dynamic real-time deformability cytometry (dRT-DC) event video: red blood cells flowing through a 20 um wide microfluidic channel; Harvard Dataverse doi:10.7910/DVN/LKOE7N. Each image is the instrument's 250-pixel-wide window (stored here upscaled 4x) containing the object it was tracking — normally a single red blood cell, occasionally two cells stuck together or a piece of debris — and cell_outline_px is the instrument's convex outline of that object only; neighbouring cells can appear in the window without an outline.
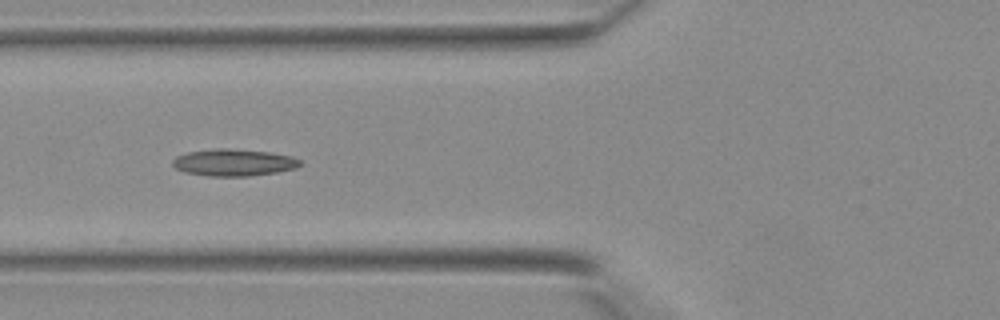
{"species": "Egyptian fruit bat (a non-hibernating species)", "species_latin": "Rousettus aegyptiacus", "temperature_condition": "warm", "stored_images_in_passage": 29, "camera_frame_rate_fps": 3000, "um_per_image_px": 0.085, "animal": {"sex": "female"}, "frame": {"image": 1, "passage_image": 3, "time_ms": 0.667, "image_size_px": [1000, 320], "cell_outline_px": [[304, 164], [296, 168], [276, 172], [248, 176], [208, 176], [184, 172], [176, 168], [172, 164], [172, 160], [176, 156], [188, 152], [216, 148], [228, 148], [268, 152], [292, 156], [300, 160]], "centroid_in_image_um": [19.87, 13.81], "position_along_channel_um": 105.9, "area_um2": 20.06}}
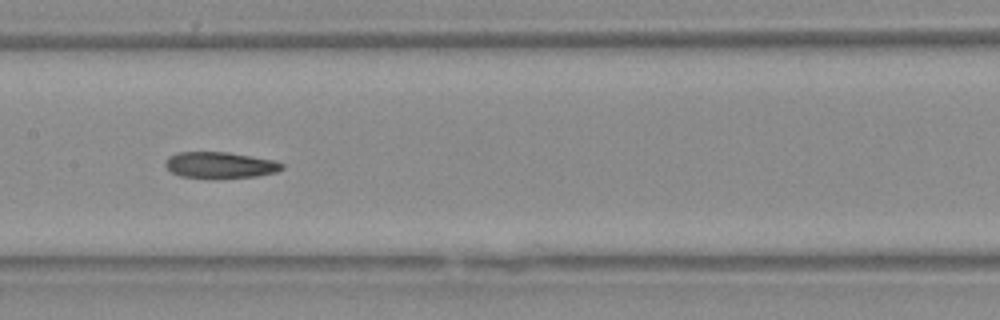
{"frame": {"image": 2, "passage_image": 8, "time_ms": 2.333, "image_size_px": [1000, 320], "cell_outline_px": [[284, 168], [276, 172], [256, 176], [180, 176], [172, 172], [164, 164], [168, 156], [176, 152], [228, 152], [252, 156], [272, 160], [284, 164]], "centroid_in_image_um": [18.7, 13.99], "position_along_channel_um": 188.7, "area_um2": 17.17}}
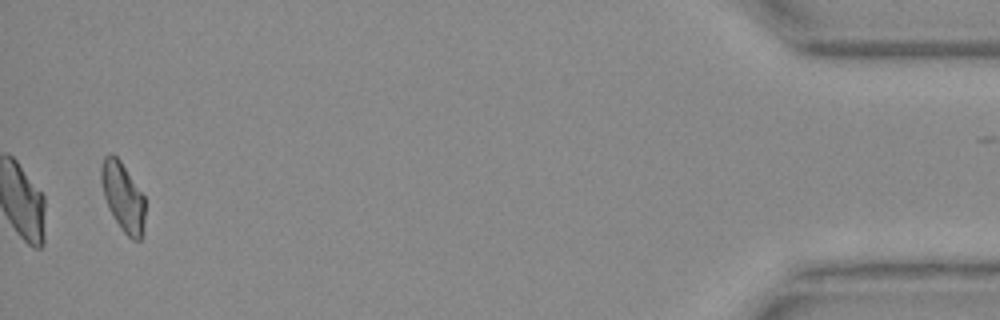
{"frame": {"image": 3, "passage_image": 27, "time_ms": 8.667, "image_size_px": [1000, 320], "cell_outline_px": [[144, 220], [140, 240], [132, 240], [120, 228], [108, 208], [104, 196], [100, 180], [100, 168], [104, 156], [108, 152], [112, 152], [120, 160], [144, 196]], "centroid_in_image_um": [10.41, 16.69], "position_along_channel_um": 424.8, "area_um2": 17.57}}